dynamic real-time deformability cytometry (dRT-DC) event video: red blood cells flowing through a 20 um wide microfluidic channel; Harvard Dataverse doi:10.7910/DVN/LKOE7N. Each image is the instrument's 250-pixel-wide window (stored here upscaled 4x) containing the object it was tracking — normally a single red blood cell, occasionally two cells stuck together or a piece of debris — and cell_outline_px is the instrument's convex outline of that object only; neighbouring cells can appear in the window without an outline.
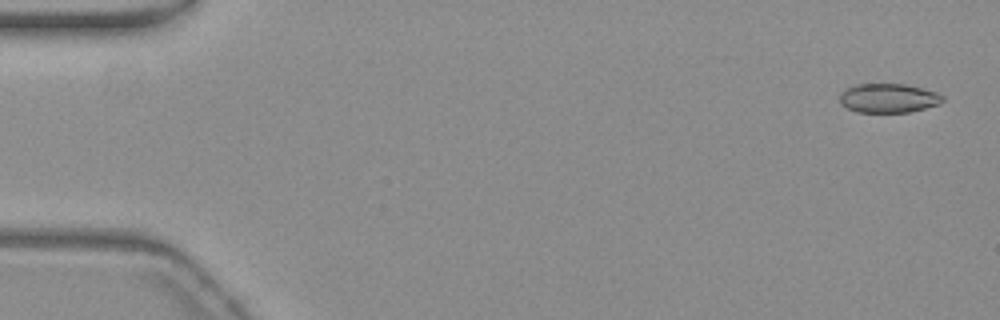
{"species": "common noctule bat (a hibernating species)", "species_latin": "Nyctalus noctula", "temperature_condition": "warm", "stored_images_in_passage": 12, "camera_frame_rate_fps": 3000, "um_per_image_px": 0.085, "animal": {"sex": "female", "body_mass_g": 19.3, "forearm_length_mm": 54.1}, "frame": {"image": 1, "passage_image": 2, "time_ms": 0.333, "image_size_px": [1000, 320], "cell_outline_px": [[944, 100], [940, 104], [908, 112], [856, 112], [840, 104], [840, 92], [856, 84], [904, 84], [936, 92], [944, 96]], "centroid_in_image_um": [75.5, 8.34], "position_along_channel_um": 9.5, "area_um2": 17.4}}